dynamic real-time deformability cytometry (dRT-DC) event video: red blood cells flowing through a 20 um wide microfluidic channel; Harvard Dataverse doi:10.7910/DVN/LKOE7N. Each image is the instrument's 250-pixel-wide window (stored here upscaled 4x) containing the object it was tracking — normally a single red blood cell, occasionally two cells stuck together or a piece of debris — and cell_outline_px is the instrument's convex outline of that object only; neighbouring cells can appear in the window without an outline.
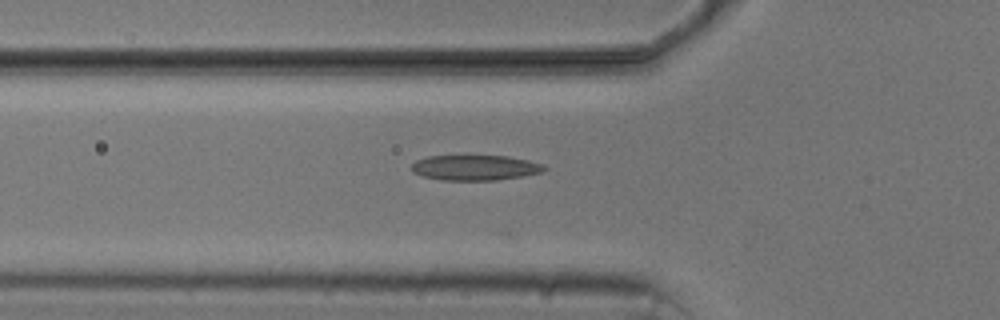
{"species": "common noctule bat (a hibernating species)", "species_latin": "Nyctalus noctula", "temperature_condition": "cold", "stored_images_in_passage": 6, "camera_frame_rate_fps": 3000, "um_per_image_px": 0.085, "animal": {"sex": "male", "body_mass_g": 20.5, "forearm_length_mm": 52.5}, "frame": {"image": 1, "passage_image": 6, "time_ms": 5.667, "image_size_px": [1000, 320], "cell_outline_px": [[548, 168], [544, 172], [524, 176], [496, 180], [444, 180], [424, 176], [412, 172], [412, 164], [416, 160], [428, 156], [508, 156], [528, 160], [544, 164]], "centroid_in_image_um": [40.44, 14.25], "position_along_channel_um": 85.4, "area_um2": 19.59}}